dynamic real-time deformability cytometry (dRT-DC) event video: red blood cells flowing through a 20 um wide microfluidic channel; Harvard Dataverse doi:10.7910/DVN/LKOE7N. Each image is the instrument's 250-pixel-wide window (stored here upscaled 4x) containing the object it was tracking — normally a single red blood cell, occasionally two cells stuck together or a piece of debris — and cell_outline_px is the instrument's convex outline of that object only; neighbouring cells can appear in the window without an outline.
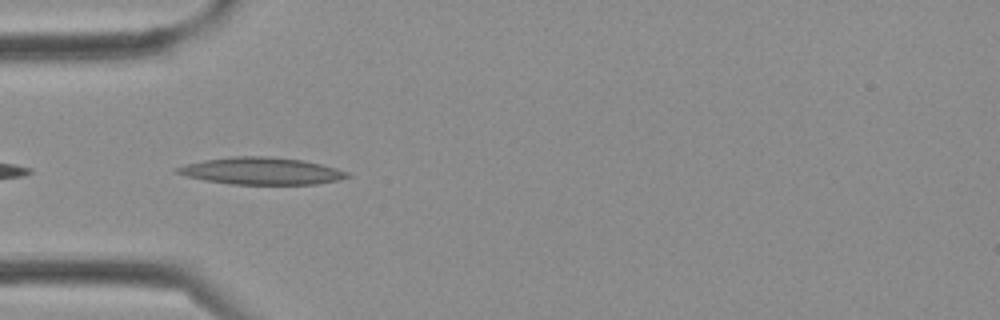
{"species": "Egyptian fruit bat (a non-hibernating species)", "species_latin": "Rousettus aegyptiacus", "temperature_condition": "cold", "stored_images_in_passage": 2, "camera_frame_rate_fps": 3000, "um_per_image_px": 0.085, "frame": {"image": 1, "passage_image": 2, "time_ms": 0.333, "image_size_px": [1000, 320], "cell_outline_px": [[352, 176], [336, 180], [316, 184], [232, 184], [204, 180], [188, 176], [176, 172], [172, 168], [184, 164], [204, 160], [232, 156], [268, 156], [304, 160], [336, 168], [348, 172]], "centroid_in_image_um": [22.19, 14.52], "position_along_channel_um": 62.8, "area_um2": 26.82}}